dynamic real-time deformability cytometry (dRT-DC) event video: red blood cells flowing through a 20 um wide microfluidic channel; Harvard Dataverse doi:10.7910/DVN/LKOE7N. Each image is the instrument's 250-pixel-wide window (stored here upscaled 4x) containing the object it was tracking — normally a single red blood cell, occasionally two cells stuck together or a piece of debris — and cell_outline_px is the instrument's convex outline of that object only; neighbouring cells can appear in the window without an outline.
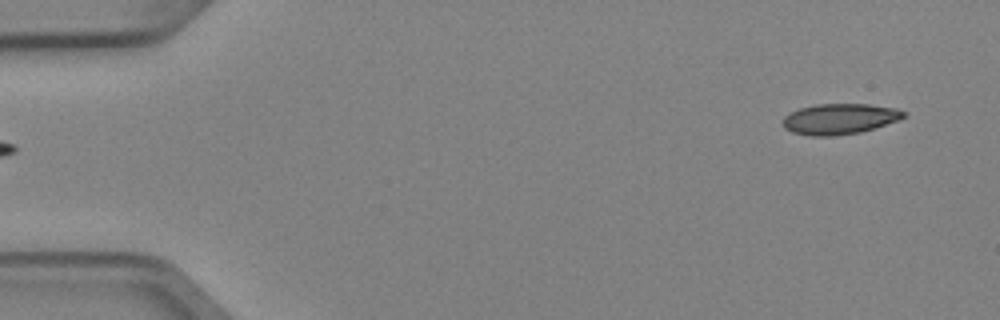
{"species": "Egyptian fruit bat (a non-hibernating species)", "species_latin": "Rousettus aegyptiacus", "temperature_condition": "cold", "stored_images_in_passage": 4, "camera_frame_rate_fps": 3000, "um_per_image_px": 0.085, "animal": {"sex": "female"}, "frame": {"image": 1, "passage_image": 1, "time_ms": 0.0, "image_size_px": [1000, 320], "cell_outline_px": [[908, 116], [900, 120], [876, 128], [860, 132], [832, 136], [812, 136], [792, 132], [784, 128], [780, 120], [784, 116], [800, 108], [816, 104], [868, 104], [896, 108], [904, 112]], "centroid_in_image_um": [71.37, 10.11], "position_along_channel_um": 13.6, "area_um2": 21.79}}
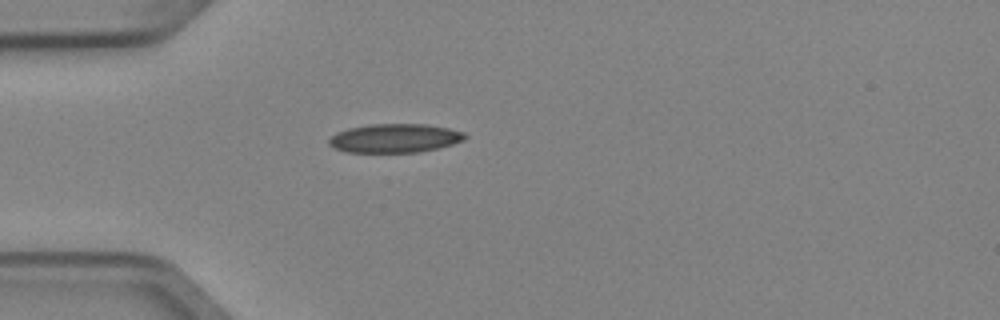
{"frame": {"image": 2, "passage_image": 4, "time_ms": 1.0, "image_size_px": [1000, 320], "cell_outline_px": [[468, 136], [464, 140], [452, 144], [420, 152], [348, 152], [332, 148], [328, 144], [328, 140], [336, 132], [348, 128], [372, 124], [428, 124], [448, 128], [464, 132]], "centroid_in_image_um": [33.54, 11.74], "position_along_channel_um": 51.5, "area_um2": 22.89}}